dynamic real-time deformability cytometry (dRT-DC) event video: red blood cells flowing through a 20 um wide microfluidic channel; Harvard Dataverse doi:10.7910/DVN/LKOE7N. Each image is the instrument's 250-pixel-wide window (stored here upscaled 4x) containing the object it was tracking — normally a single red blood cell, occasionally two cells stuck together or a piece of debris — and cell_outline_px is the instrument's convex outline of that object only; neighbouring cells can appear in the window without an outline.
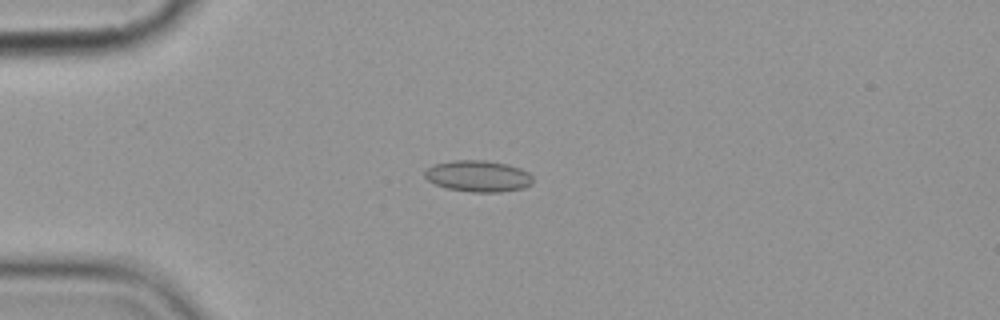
{"species": "common noctule bat (a hibernating species)", "species_latin": "Nyctalus noctula", "temperature_condition": "cold", "stored_images_in_passage": 10, "camera_frame_rate_fps": 3000, "um_per_image_px": 0.085, "animal": {"sex": "female", "body_mass_g": 19.9}, "frame": {"image": 1, "passage_image": 4, "time_ms": 3.667, "image_size_px": [1000, 320], "cell_outline_px": [[532, 184], [524, 188], [500, 192], [472, 192], [448, 188], [436, 184], [428, 180], [424, 176], [424, 172], [432, 164], [452, 160], [488, 160], [508, 164], [520, 168], [528, 172], [532, 176]], "centroid_in_image_um": [40.65, 14.96], "position_along_channel_um": 44.3, "area_um2": 19.88}}
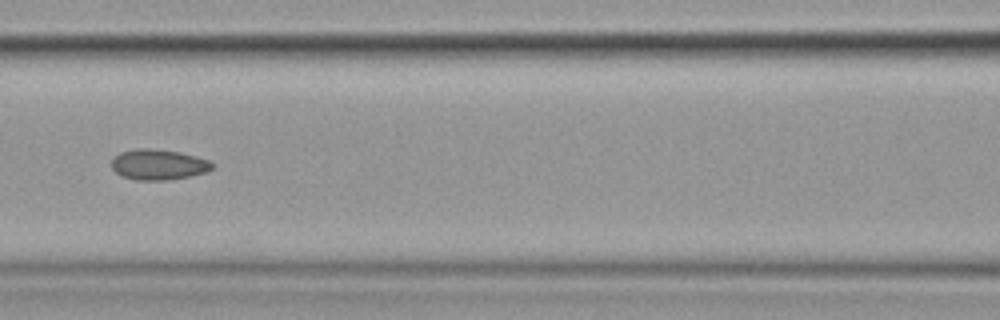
{"frame": {"image": 2, "passage_image": 7, "time_ms": 7.333, "image_size_px": [1000, 320], "cell_outline_px": [[216, 164], [208, 172], [168, 180], [136, 180], [120, 176], [112, 168], [112, 160], [120, 152], [136, 148], [148, 148], [180, 152], [208, 160]], "centroid_in_image_um": [13.47, 13.99], "position_along_channel_um": 153.1, "area_um2": 17.92}}
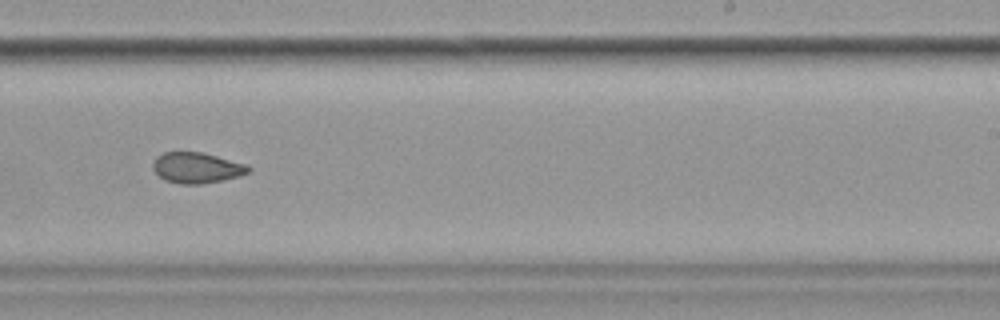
{"frame": {"image": 3, "passage_image": 10, "time_ms": 10.667, "image_size_px": [1000, 320], "cell_outline_px": [[252, 168], [248, 172], [240, 176], [200, 184], [180, 184], [164, 180], [152, 168], [152, 164], [156, 156], [164, 152], [200, 152], [216, 156], [244, 164]], "centroid_in_image_um": [16.68, 14.26], "position_along_channel_um": 272.3, "area_um2": 16.88}}